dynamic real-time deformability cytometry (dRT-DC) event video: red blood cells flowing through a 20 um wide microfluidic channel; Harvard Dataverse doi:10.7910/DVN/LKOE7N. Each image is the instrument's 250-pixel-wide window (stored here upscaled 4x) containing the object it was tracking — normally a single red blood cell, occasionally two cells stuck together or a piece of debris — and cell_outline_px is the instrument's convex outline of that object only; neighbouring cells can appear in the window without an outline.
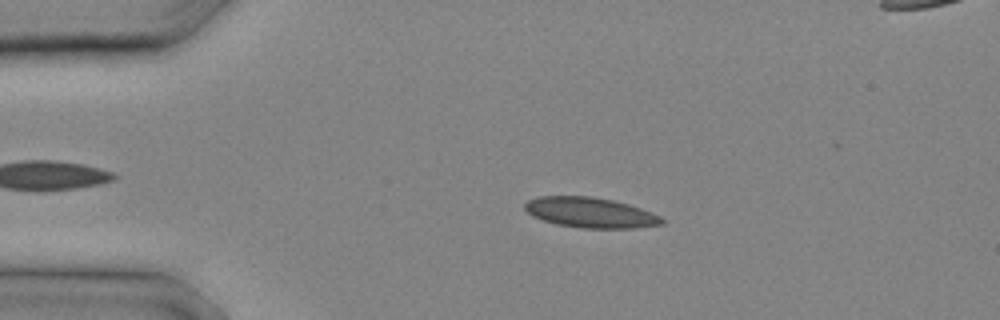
{"species": "common noctule bat (a hibernating species)", "species_latin": "Nyctalus noctula", "temperature_condition": "cold", "stored_images_in_passage": 9, "camera_frame_rate_fps": 3000, "um_per_image_px": 0.085, "animal": {"sex": "male", "body_mass_g": 20.4}, "frame": {"image": 1, "passage_image": 4, "time_ms": 1.0, "image_size_px": [1000, 320], "cell_outline_px": [[668, 220], [664, 224], [636, 228], [584, 228], [556, 224], [532, 216], [524, 208], [524, 204], [528, 200], [540, 196], [592, 196], [612, 200], [628, 204], [640, 208], [660, 216]], "centroid_in_image_um": [50.21, 18.07], "position_along_channel_um": 34.8, "area_um2": 24.22}}